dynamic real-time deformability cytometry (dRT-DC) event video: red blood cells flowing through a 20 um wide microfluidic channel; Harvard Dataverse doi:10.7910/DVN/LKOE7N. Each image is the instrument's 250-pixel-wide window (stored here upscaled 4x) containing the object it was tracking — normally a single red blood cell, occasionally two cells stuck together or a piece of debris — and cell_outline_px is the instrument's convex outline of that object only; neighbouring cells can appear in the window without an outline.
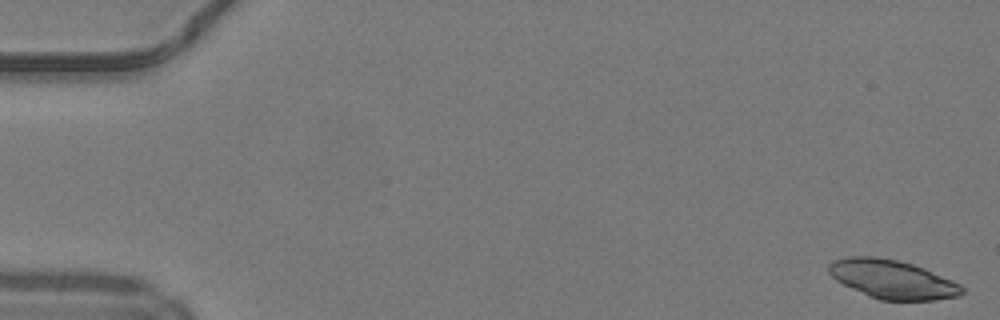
{"species": "common noctule bat (a hibernating species)", "species_latin": "Nyctalus noctula", "temperature_condition": "warm", "stored_images_in_passage": 9, "camera_frame_rate_fps": 3000, "um_per_image_px": 0.085, "animal": {"sex": "male", "body_mass_g": 19.2, "forearm_length_mm": 51.8}, "frame": {"image": 1, "passage_image": 1, "time_ms": 0.0, "image_size_px": [1000, 320], "cell_outline_px": [[964, 292], [960, 296], [936, 300], [880, 300], [868, 296], [836, 280], [828, 272], [828, 264], [832, 260], [848, 256], [876, 256], [896, 260], [912, 264], [924, 268], [952, 280], [960, 284], [964, 288]], "centroid_in_image_um": [75.85, 23.74], "position_along_channel_um": 9.2, "area_um2": 30.11}}